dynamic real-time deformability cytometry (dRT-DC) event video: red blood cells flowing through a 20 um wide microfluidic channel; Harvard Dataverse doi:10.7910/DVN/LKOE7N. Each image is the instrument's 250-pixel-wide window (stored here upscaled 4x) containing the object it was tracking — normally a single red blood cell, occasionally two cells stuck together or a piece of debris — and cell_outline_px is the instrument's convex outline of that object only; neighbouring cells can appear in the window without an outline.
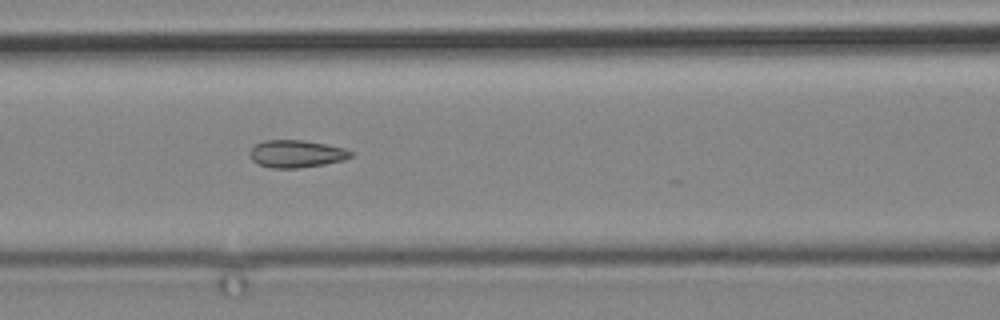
{"species": "common noctule bat (a hibernating species)", "species_latin": "Nyctalus noctula", "temperature_condition": "cold", "stored_images_in_passage": 10, "camera_frame_rate_fps": 3000, "um_per_image_px": 0.085, "animal": {"sex": "male", "body_mass_g": 19.2, "forearm_length_mm": 51.8}, "frame": {"image": 1, "passage_image": 9, "time_ms": 11.0, "image_size_px": [1000, 320], "cell_outline_px": [[352, 156], [344, 160], [324, 164], [296, 168], [272, 168], [256, 164], [252, 160], [248, 152], [256, 144], [264, 140], [304, 140], [344, 148], [352, 152]], "centroid_in_image_um": [25.15, 13.07], "position_along_channel_um": 141.4, "area_um2": 16.13}}